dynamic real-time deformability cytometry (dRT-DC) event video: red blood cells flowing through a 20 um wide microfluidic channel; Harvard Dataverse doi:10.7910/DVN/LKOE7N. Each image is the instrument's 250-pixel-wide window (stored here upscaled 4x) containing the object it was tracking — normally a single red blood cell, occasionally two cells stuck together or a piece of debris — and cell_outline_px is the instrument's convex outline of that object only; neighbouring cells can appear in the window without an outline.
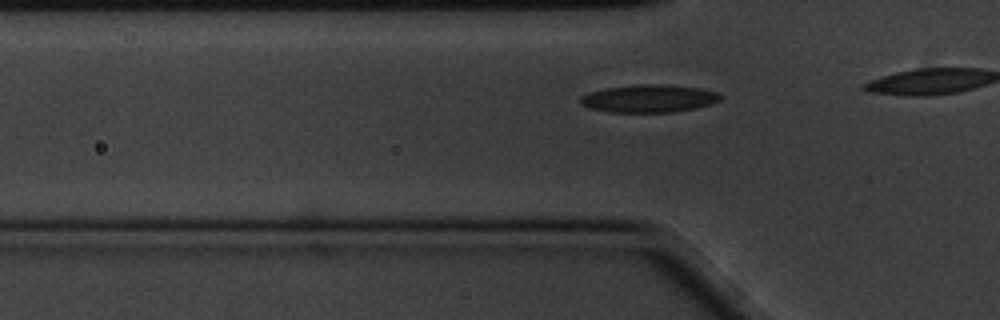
{"species": "common noctule bat (a hibernating species)", "species_latin": "Nyctalus noctula", "temperature_condition": "cold", "stored_images_in_passage": 9, "camera_frame_rate_fps": 3000, "um_per_image_px": 0.085, "animal": {"sex": "male", "body_mass_g": 20.1, "forearm_length_mm": 53.5}, "frame": {"image": 1, "passage_image": 3, "time_ms": 0.667, "image_size_px": [1000, 320], "cell_outline_px": [[724, 96], [720, 100], [696, 108], [672, 112], [608, 112], [588, 108], [580, 104], [580, 96], [588, 92], [604, 88], [640, 84], [664, 84], [700, 88], [720, 92]], "centroid_in_image_um": [55.15, 8.37], "position_along_channel_um": 70.7, "area_um2": 22.89}}
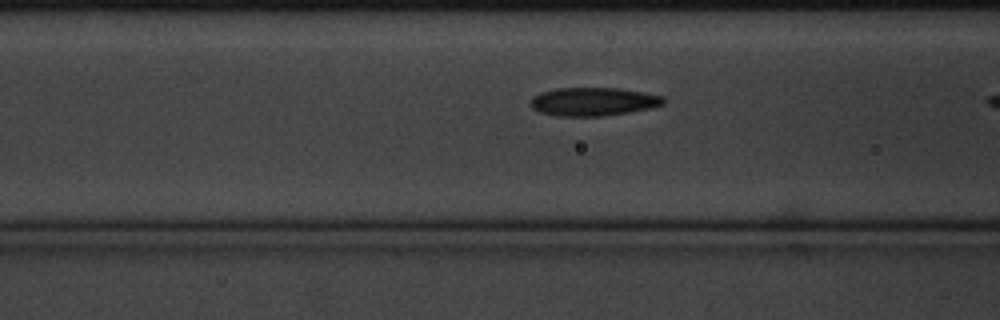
{"frame": {"image": 2, "passage_image": 7, "time_ms": 2.0, "image_size_px": [1000, 320], "cell_outline_px": [[664, 104], [648, 108], [628, 112], [604, 116], [556, 116], [540, 112], [532, 108], [532, 96], [540, 92], [556, 88], [616, 88], [644, 92], [664, 96]], "centroid_in_image_um": [50.41, 8.63], "position_along_channel_um": 116.2, "area_um2": 21.91}}